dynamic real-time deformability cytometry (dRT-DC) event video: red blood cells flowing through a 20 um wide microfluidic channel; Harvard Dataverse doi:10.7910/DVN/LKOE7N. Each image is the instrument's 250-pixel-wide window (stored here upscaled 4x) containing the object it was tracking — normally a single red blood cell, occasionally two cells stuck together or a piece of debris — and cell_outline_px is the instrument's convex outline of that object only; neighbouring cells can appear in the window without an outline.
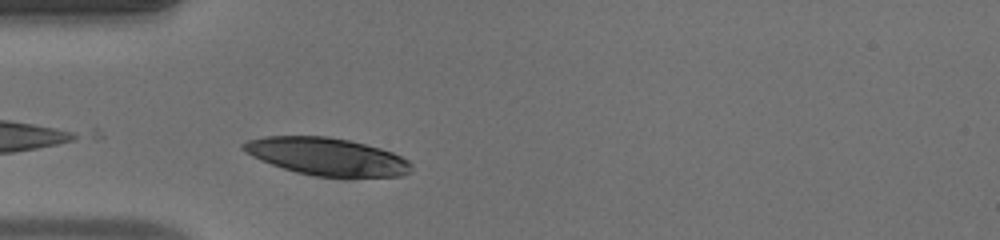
{"species": "human", "species_latin": "Homo sapiens", "temperature_condition": "warm", "stored_images_in_passage": 28, "camera_frame_rate_fps": 3000, "um_per_image_px": 0.085, "donor": {"sex": "male"}, "frame": {"image": 1, "passage_image": 1, "time_ms": 0.0, "image_size_px": [1000, 240], "cell_outline_px": [[412, 168], [408, 172], [400, 176], [352, 180], [344, 180], [316, 176], [296, 172], [260, 160], [252, 156], [240, 148], [240, 144], [248, 140], [264, 136], [328, 136], [348, 140], [380, 148], [392, 152], [408, 160], [412, 164]], "centroid_in_image_um": [27.83, 13.35], "position_along_channel_um": 57.2, "area_um2": 37.74}}
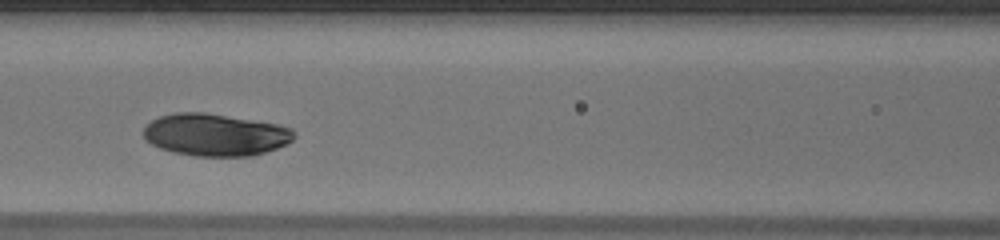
{"frame": {"image": 2, "passage_image": 8, "time_ms": 2.333, "image_size_px": [1000, 240], "cell_outline_px": [[296, 136], [288, 144], [252, 156], [196, 156], [172, 152], [160, 148], [152, 144], [144, 136], [144, 128], [152, 120], [160, 116], [176, 112], [204, 112], [276, 124], [292, 128], [296, 132]], "centroid_in_image_um": [18.32, 11.46], "position_along_channel_um": 148.3, "area_um2": 36.93}}
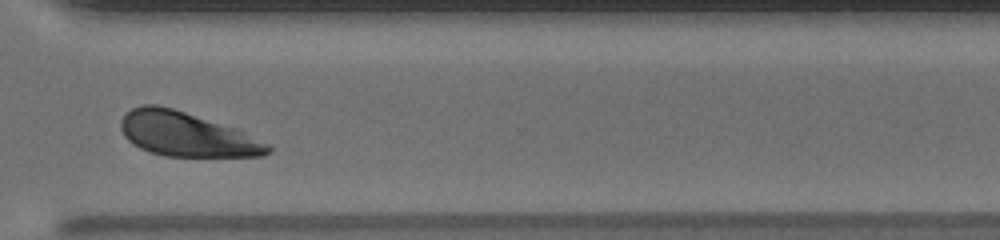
{"frame": {"image": 3, "passage_image": 23, "time_ms": 7.333, "image_size_px": [1000, 240], "cell_outline_px": [[272, 152], [264, 156], [164, 156], [140, 148], [128, 140], [124, 136], [120, 128], [120, 120], [132, 108], [140, 104], [156, 104], [172, 108], [236, 128], [268, 144], [272, 148]], "centroid_in_image_um": [15.85, 11.41], "position_along_channel_um": 354.8, "area_um2": 37.74}, "authors_computed_cell_mechanics": {"area_um2": 37.1943, "velocity_mm_per_s": 4.1373, "shape_relaxation_time_tau1_ms": 1.8385, "shape_relaxation_time_tau2_ms": null, "deformation_change_tau1": 0.1223, "deformation_change_tau2": null}}